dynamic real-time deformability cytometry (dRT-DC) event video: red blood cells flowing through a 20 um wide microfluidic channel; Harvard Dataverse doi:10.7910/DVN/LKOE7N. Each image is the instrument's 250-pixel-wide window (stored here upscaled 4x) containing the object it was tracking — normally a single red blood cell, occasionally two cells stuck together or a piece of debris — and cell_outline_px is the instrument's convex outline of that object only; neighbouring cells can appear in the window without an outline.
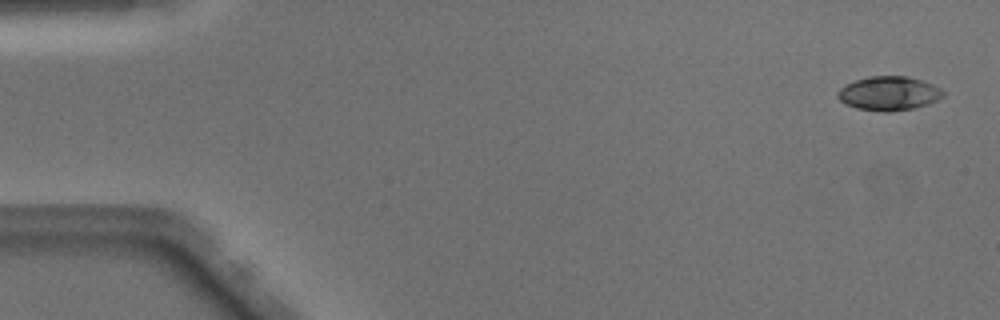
{"species": "Egyptian fruit bat (a non-hibernating species)", "species_latin": "Rousettus aegyptiacus", "temperature_condition": "warm", "stored_images_in_passage": 40, "camera_frame_rate_fps": 3000, "um_per_image_px": 0.085, "animal": {"sex": "male"}, "frame": {"image": 1, "passage_image": 2, "time_ms": 0.333, "image_size_px": [1000, 320], "cell_outline_px": [[944, 96], [928, 104], [912, 108], [892, 112], [884, 112], [856, 108], [844, 104], [836, 96], [836, 92], [840, 88], [856, 80], [868, 76], [908, 76], [932, 84], [940, 88], [944, 92]], "centroid_in_image_um": [75.53, 7.94], "position_along_channel_um": 9.5, "area_um2": 20.92}}
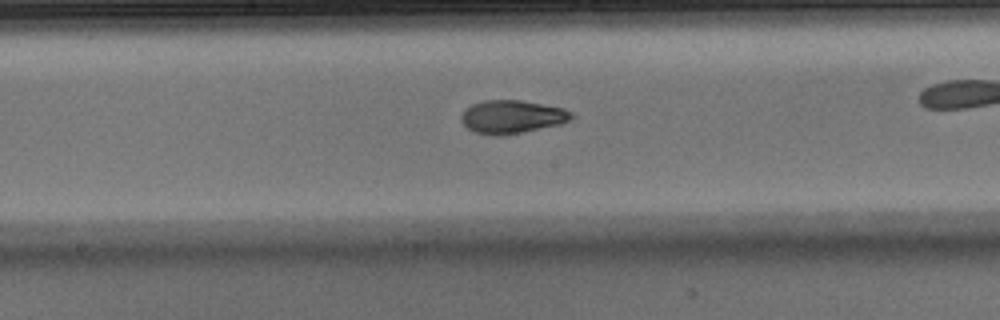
{"frame": {"image": 2, "passage_image": 26, "time_ms": 8.333, "image_size_px": [1000, 320], "cell_outline_px": [[576, 116], [560, 124], [524, 132], [500, 136], [496, 136], [476, 132], [468, 128], [460, 120], [460, 116], [472, 104], [484, 100], [520, 100], [564, 108], [572, 112]], "centroid_in_image_um": [43.54, 9.93], "position_along_channel_um": 204.7, "area_um2": 21.27}}
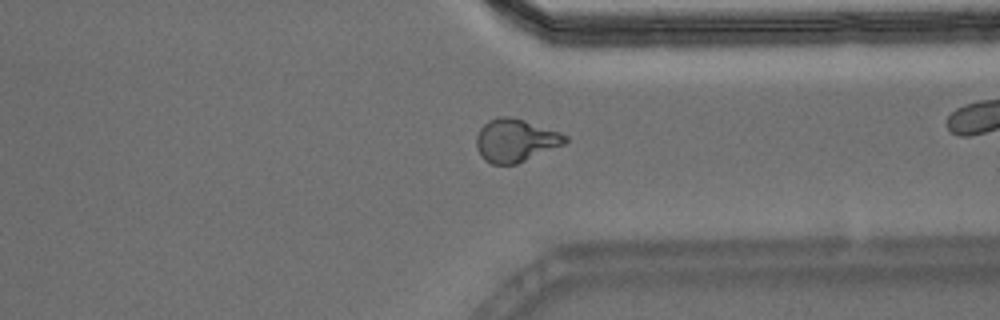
{"frame": {"image": 3, "passage_image": 38, "time_ms": 12.333, "image_size_px": [1000, 320], "cell_outline_px": [[568, 140], [564, 144], [516, 164], [492, 164], [484, 160], [480, 156], [476, 148], [476, 136], [480, 128], [488, 120], [500, 116], [512, 116], [560, 132], [568, 136]], "centroid_in_image_um": [43.78, 11.93], "position_along_channel_um": 367.6, "area_um2": 22.25}}